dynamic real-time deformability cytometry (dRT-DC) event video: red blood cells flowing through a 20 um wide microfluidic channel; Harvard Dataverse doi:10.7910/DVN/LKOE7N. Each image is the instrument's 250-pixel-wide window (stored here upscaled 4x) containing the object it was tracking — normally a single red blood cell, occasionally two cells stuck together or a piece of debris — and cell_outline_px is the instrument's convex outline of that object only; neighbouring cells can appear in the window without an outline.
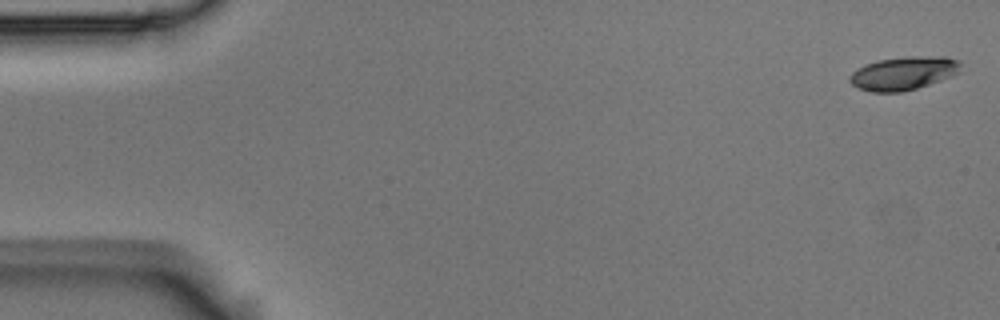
{"species": "Egyptian fruit bat (a non-hibernating species)", "species_latin": "Rousettus aegyptiacus", "temperature_condition": "room temperature", "stored_images_in_passage": 54, "camera_frame_rate_fps": 3000, "um_per_image_px": 0.085, "animal": {"sex": "male"}, "frame": {"image": 1, "passage_image": 1, "time_ms": 0.0, "image_size_px": [1000, 320], "cell_outline_px": [[960, 72], [952, 76], [916, 88], [900, 92], [872, 92], [860, 88], [852, 84], [848, 80], [848, 76], [856, 68], [864, 64], [876, 60], [908, 56], [944, 56], [960, 60]], "centroid_in_image_um": [76.78, 6.21], "position_along_channel_um": 8.2, "area_um2": 21.73}}
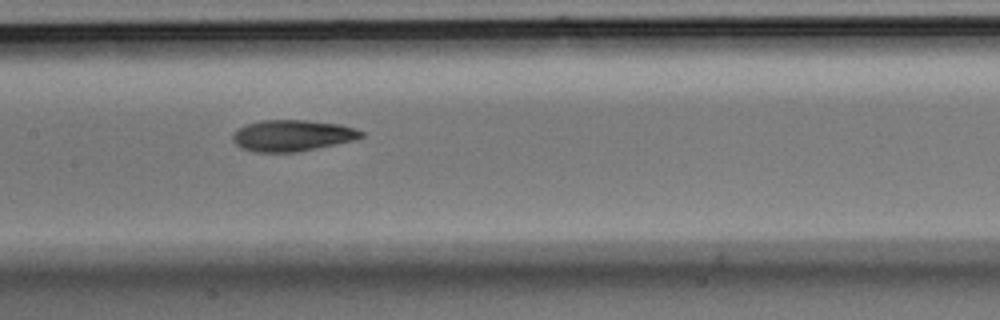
{"frame": {"image": 2, "passage_image": 26, "time_ms": 8.333, "image_size_px": [1000, 320], "cell_outline_px": [[364, 136], [352, 140], [316, 148], [296, 152], [256, 152], [240, 148], [232, 140], [232, 136], [240, 128], [248, 124], [260, 120], [304, 120], [340, 124], [364, 132]], "centroid_in_image_um": [24.82, 11.52], "position_along_channel_um": 182.6, "area_um2": 23.12}}
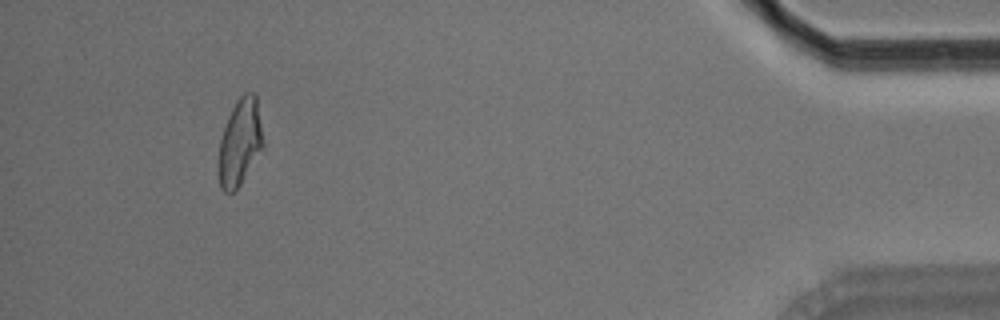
{"frame": {"image": 3, "passage_image": 50, "time_ms": 16.333, "image_size_px": [1000, 320], "cell_outline_px": [[264, 148], [240, 184], [232, 192], [224, 192], [220, 188], [216, 172], [216, 164], [220, 140], [228, 116], [236, 100], [244, 92], [252, 92], [256, 96], [264, 140]], "centroid_in_image_um": [20.37, 12.13], "position_along_channel_um": 414.8, "area_um2": 23.0}, "authors_computed_cell_mechanics": {"area_um2": 22.8888, "velocity_mm_per_s": 3.7264, "shape_relaxation_time_tau1_ms": 6.1649, "shape_relaxation_time_tau2_ms": 2.0158, "deformation_change_tau1": 0.1727, "deformation_change_tau2": 0.072}}